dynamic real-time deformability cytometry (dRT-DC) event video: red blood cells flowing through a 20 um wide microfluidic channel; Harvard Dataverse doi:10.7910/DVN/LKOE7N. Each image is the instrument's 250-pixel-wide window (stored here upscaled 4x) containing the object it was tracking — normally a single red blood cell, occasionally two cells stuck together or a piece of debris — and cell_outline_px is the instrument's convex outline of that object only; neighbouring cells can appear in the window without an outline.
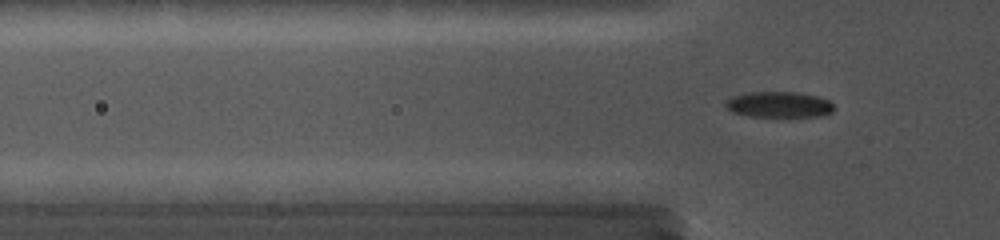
{"species": "common noctule bat (a hibernating species)", "species_latin": "Nyctalus noctula", "temperature_condition": "cold", "stored_images_in_passage": 46, "camera_frame_rate_fps": 5000, "um_per_image_px": 0.085, "animal": {"sex": "female", "body_mass_g": 19.0, "forearm_length_mm": 56.7}, "frame": {"image": 1, "passage_image": 15, "time_ms": 4.8, "image_size_px": [1000, 240], "cell_outline_px": [[836, 108], [832, 112], [824, 116], [748, 116], [732, 112], [724, 104], [724, 100], [732, 96], [744, 92], [796, 92], [816, 96], [828, 100]], "centroid_in_image_um": [66.19, 8.88], "position_along_channel_um": 59.6, "area_um2": 16.42}}
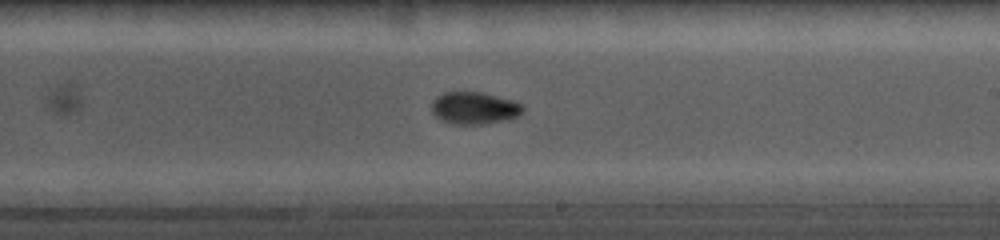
{"frame": {"image": 2, "passage_image": 28, "time_ms": 9.8, "image_size_px": [1000, 240], "cell_outline_px": [[524, 112], [508, 120], [484, 124], [456, 124], [440, 120], [432, 112], [432, 100], [436, 96], [444, 92], [484, 92], [512, 100], [524, 104]], "centroid_in_image_um": [40.34, 9.18], "position_along_channel_um": 248.7, "area_um2": 17.34}}
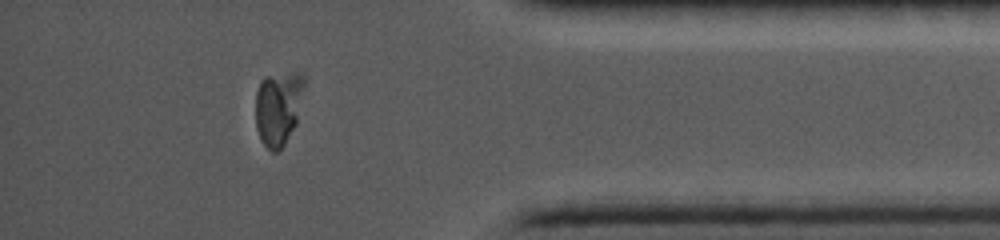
{"frame": {"image": 3, "passage_image": 41, "time_ms": 14.4, "image_size_px": [1000, 240], "cell_outline_px": [[304, 84], [296, 124], [284, 144], [276, 152], [272, 152], [260, 140], [256, 128], [256, 92], [260, 80], [264, 76], [296, 72], [300, 72], [304, 76]], "centroid_in_image_um": [23.63, 9.15], "position_along_channel_um": 411.6, "area_um2": 21.04}}